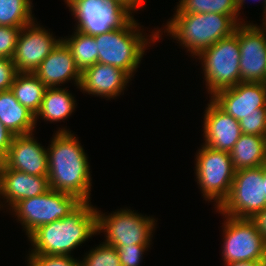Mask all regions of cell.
<instances>
[{
	"label": "cell",
	"instance_id": "obj_1",
	"mask_svg": "<svg viewBox=\"0 0 266 266\" xmlns=\"http://www.w3.org/2000/svg\"><path fill=\"white\" fill-rule=\"evenodd\" d=\"M54 133L47 147L49 187L90 202L92 177L85 150L69 129Z\"/></svg>",
	"mask_w": 266,
	"mask_h": 266
},
{
	"label": "cell",
	"instance_id": "obj_2",
	"mask_svg": "<svg viewBox=\"0 0 266 266\" xmlns=\"http://www.w3.org/2000/svg\"><path fill=\"white\" fill-rule=\"evenodd\" d=\"M97 234V208L82 202L62 219L40 226L29 237L27 255L71 256L72 251Z\"/></svg>",
	"mask_w": 266,
	"mask_h": 266
},
{
	"label": "cell",
	"instance_id": "obj_3",
	"mask_svg": "<svg viewBox=\"0 0 266 266\" xmlns=\"http://www.w3.org/2000/svg\"><path fill=\"white\" fill-rule=\"evenodd\" d=\"M141 27L133 16L121 28L95 35L98 62L120 68L133 77L145 50L163 35L162 28H154L151 34L147 35Z\"/></svg>",
	"mask_w": 266,
	"mask_h": 266
},
{
	"label": "cell",
	"instance_id": "obj_4",
	"mask_svg": "<svg viewBox=\"0 0 266 266\" xmlns=\"http://www.w3.org/2000/svg\"><path fill=\"white\" fill-rule=\"evenodd\" d=\"M172 17L164 26V33L186 48L192 58L232 35L239 25L232 16L219 13L174 14Z\"/></svg>",
	"mask_w": 266,
	"mask_h": 266
},
{
	"label": "cell",
	"instance_id": "obj_5",
	"mask_svg": "<svg viewBox=\"0 0 266 266\" xmlns=\"http://www.w3.org/2000/svg\"><path fill=\"white\" fill-rule=\"evenodd\" d=\"M240 57L238 26L232 35L220 39L195 57L201 61L210 98L240 83Z\"/></svg>",
	"mask_w": 266,
	"mask_h": 266
},
{
	"label": "cell",
	"instance_id": "obj_6",
	"mask_svg": "<svg viewBox=\"0 0 266 266\" xmlns=\"http://www.w3.org/2000/svg\"><path fill=\"white\" fill-rule=\"evenodd\" d=\"M196 153V182L204 200L215 202L214 209H217L228 197L236 171L230 152L215 150L203 144Z\"/></svg>",
	"mask_w": 266,
	"mask_h": 266
},
{
	"label": "cell",
	"instance_id": "obj_7",
	"mask_svg": "<svg viewBox=\"0 0 266 266\" xmlns=\"http://www.w3.org/2000/svg\"><path fill=\"white\" fill-rule=\"evenodd\" d=\"M156 222L152 216H144L134 210L118 209L105 214L97 208V233L105 234L103 243L113 246L151 245Z\"/></svg>",
	"mask_w": 266,
	"mask_h": 266
},
{
	"label": "cell",
	"instance_id": "obj_8",
	"mask_svg": "<svg viewBox=\"0 0 266 266\" xmlns=\"http://www.w3.org/2000/svg\"><path fill=\"white\" fill-rule=\"evenodd\" d=\"M82 201L74 195L49 189L44 194L20 200L10 213L23 226L27 238L40 226L64 218L75 210Z\"/></svg>",
	"mask_w": 266,
	"mask_h": 266
},
{
	"label": "cell",
	"instance_id": "obj_9",
	"mask_svg": "<svg viewBox=\"0 0 266 266\" xmlns=\"http://www.w3.org/2000/svg\"><path fill=\"white\" fill-rule=\"evenodd\" d=\"M265 208L263 166H260L236 170L228 197L215 210L229 217L250 219Z\"/></svg>",
	"mask_w": 266,
	"mask_h": 266
},
{
	"label": "cell",
	"instance_id": "obj_10",
	"mask_svg": "<svg viewBox=\"0 0 266 266\" xmlns=\"http://www.w3.org/2000/svg\"><path fill=\"white\" fill-rule=\"evenodd\" d=\"M222 231V260L231 262H266V240L249 218H234L226 215Z\"/></svg>",
	"mask_w": 266,
	"mask_h": 266
},
{
	"label": "cell",
	"instance_id": "obj_11",
	"mask_svg": "<svg viewBox=\"0 0 266 266\" xmlns=\"http://www.w3.org/2000/svg\"><path fill=\"white\" fill-rule=\"evenodd\" d=\"M75 18V28L95 36L121 28L134 15L123 5L110 0H64Z\"/></svg>",
	"mask_w": 266,
	"mask_h": 266
},
{
	"label": "cell",
	"instance_id": "obj_12",
	"mask_svg": "<svg viewBox=\"0 0 266 266\" xmlns=\"http://www.w3.org/2000/svg\"><path fill=\"white\" fill-rule=\"evenodd\" d=\"M247 22L238 25L240 82L266 83V27Z\"/></svg>",
	"mask_w": 266,
	"mask_h": 266
},
{
	"label": "cell",
	"instance_id": "obj_13",
	"mask_svg": "<svg viewBox=\"0 0 266 266\" xmlns=\"http://www.w3.org/2000/svg\"><path fill=\"white\" fill-rule=\"evenodd\" d=\"M36 19L22 27L13 56V62L17 72L34 73L40 63L62 41V37L56 39L43 26L36 23Z\"/></svg>",
	"mask_w": 266,
	"mask_h": 266
},
{
	"label": "cell",
	"instance_id": "obj_14",
	"mask_svg": "<svg viewBox=\"0 0 266 266\" xmlns=\"http://www.w3.org/2000/svg\"><path fill=\"white\" fill-rule=\"evenodd\" d=\"M211 99L224 112L241 121L250 114H260L266 108V83L240 82L217 92Z\"/></svg>",
	"mask_w": 266,
	"mask_h": 266
},
{
	"label": "cell",
	"instance_id": "obj_15",
	"mask_svg": "<svg viewBox=\"0 0 266 266\" xmlns=\"http://www.w3.org/2000/svg\"><path fill=\"white\" fill-rule=\"evenodd\" d=\"M33 135L32 132L14 136L4 166L34 176H48L47 149Z\"/></svg>",
	"mask_w": 266,
	"mask_h": 266
},
{
	"label": "cell",
	"instance_id": "obj_16",
	"mask_svg": "<svg viewBox=\"0 0 266 266\" xmlns=\"http://www.w3.org/2000/svg\"><path fill=\"white\" fill-rule=\"evenodd\" d=\"M132 77L120 68L97 62L81 72L79 90L88 95L115 99L124 94Z\"/></svg>",
	"mask_w": 266,
	"mask_h": 266
},
{
	"label": "cell",
	"instance_id": "obj_17",
	"mask_svg": "<svg viewBox=\"0 0 266 266\" xmlns=\"http://www.w3.org/2000/svg\"><path fill=\"white\" fill-rule=\"evenodd\" d=\"M202 144L230 152L242 135L239 121L224 112L211 98L204 111Z\"/></svg>",
	"mask_w": 266,
	"mask_h": 266
},
{
	"label": "cell",
	"instance_id": "obj_18",
	"mask_svg": "<svg viewBox=\"0 0 266 266\" xmlns=\"http://www.w3.org/2000/svg\"><path fill=\"white\" fill-rule=\"evenodd\" d=\"M49 189L48 176H34L3 166L0 198L5 203L0 200V210L3 206L10 210L20 200L42 195Z\"/></svg>",
	"mask_w": 266,
	"mask_h": 266
},
{
	"label": "cell",
	"instance_id": "obj_19",
	"mask_svg": "<svg viewBox=\"0 0 266 266\" xmlns=\"http://www.w3.org/2000/svg\"><path fill=\"white\" fill-rule=\"evenodd\" d=\"M34 74L46 87H60L72 80L79 89L81 81V71L63 41L40 63Z\"/></svg>",
	"mask_w": 266,
	"mask_h": 266
},
{
	"label": "cell",
	"instance_id": "obj_20",
	"mask_svg": "<svg viewBox=\"0 0 266 266\" xmlns=\"http://www.w3.org/2000/svg\"><path fill=\"white\" fill-rule=\"evenodd\" d=\"M0 121L14 135L34 132L35 115L22 106L9 89L0 91Z\"/></svg>",
	"mask_w": 266,
	"mask_h": 266
},
{
	"label": "cell",
	"instance_id": "obj_21",
	"mask_svg": "<svg viewBox=\"0 0 266 266\" xmlns=\"http://www.w3.org/2000/svg\"><path fill=\"white\" fill-rule=\"evenodd\" d=\"M76 106L75 97L68 91V88L47 87L41 107L35 115V125H37V120L40 118L50 123L67 120L74 112Z\"/></svg>",
	"mask_w": 266,
	"mask_h": 266
},
{
	"label": "cell",
	"instance_id": "obj_22",
	"mask_svg": "<svg viewBox=\"0 0 266 266\" xmlns=\"http://www.w3.org/2000/svg\"><path fill=\"white\" fill-rule=\"evenodd\" d=\"M230 156L235 170L266 165V137L242 134Z\"/></svg>",
	"mask_w": 266,
	"mask_h": 266
},
{
	"label": "cell",
	"instance_id": "obj_23",
	"mask_svg": "<svg viewBox=\"0 0 266 266\" xmlns=\"http://www.w3.org/2000/svg\"><path fill=\"white\" fill-rule=\"evenodd\" d=\"M46 88L34 73L18 72L10 90L22 106L36 115L41 107Z\"/></svg>",
	"mask_w": 266,
	"mask_h": 266
},
{
	"label": "cell",
	"instance_id": "obj_24",
	"mask_svg": "<svg viewBox=\"0 0 266 266\" xmlns=\"http://www.w3.org/2000/svg\"><path fill=\"white\" fill-rule=\"evenodd\" d=\"M72 35L64 38L62 41L71 50L76 66L82 72L84 69L93 66L98 62V50L94 36L85 34L77 29Z\"/></svg>",
	"mask_w": 266,
	"mask_h": 266
},
{
	"label": "cell",
	"instance_id": "obj_25",
	"mask_svg": "<svg viewBox=\"0 0 266 266\" xmlns=\"http://www.w3.org/2000/svg\"><path fill=\"white\" fill-rule=\"evenodd\" d=\"M174 12V14L219 13L232 16L239 24L246 22L238 15L236 0H180Z\"/></svg>",
	"mask_w": 266,
	"mask_h": 266
},
{
	"label": "cell",
	"instance_id": "obj_26",
	"mask_svg": "<svg viewBox=\"0 0 266 266\" xmlns=\"http://www.w3.org/2000/svg\"><path fill=\"white\" fill-rule=\"evenodd\" d=\"M31 0H0V26L22 28L32 23Z\"/></svg>",
	"mask_w": 266,
	"mask_h": 266
},
{
	"label": "cell",
	"instance_id": "obj_27",
	"mask_svg": "<svg viewBox=\"0 0 266 266\" xmlns=\"http://www.w3.org/2000/svg\"><path fill=\"white\" fill-rule=\"evenodd\" d=\"M81 259V266H122L117 249L103 242L85 253Z\"/></svg>",
	"mask_w": 266,
	"mask_h": 266
},
{
	"label": "cell",
	"instance_id": "obj_28",
	"mask_svg": "<svg viewBox=\"0 0 266 266\" xmlns=\"http://www.w3.org/2000/svg\"><path fill=\"white\" fill-rule=\"evenodd\" d=\"M80 260L72 256L29 255L27 266H81Z\"/></svg>",
	"mask_w": 266,
	"mask_h": 266
},
{
	"label": "cell",
	"instance_id": "obj_29",
	"mask_svg": "<svg viewBox=\"0 0 266 266\" xmlns=\"http://www.w3.org/2000/svg\"><path fill=\"white\" fill-rule=\"evenodd\" d=\"M21 29L0 26V58H13Z\"/></svg>",
	"mask_w": 266,
	"mask_h": 266
},
{
	"label": "cell",
	"instance_id": "obj_30",
	"mask_svg": "<svg viewBox=\"0 0 266 266\" xmlns=\"http://www.w3.org/2000/svg\"><path fill=\"white\" fill-rule=\"evenodd\" d=\"M242 134L266 137V108L260 114H250L239 121Z\"/></svg>",
	"mask_w": 266,
	"mask_h": 266
},
{
	"label": "cell",
	"instance_id": "obj_31",
	"mask_svg": "<svg viewBox=\"0 0 266 266\" xmlns=\"http://www.w3.org/2000/svg\"><path fill=\"white\" fill-rule=\"evenodd\" d=\"M150 245H129L119 246L117 253L122 266H140L145 251Z\"/></svg>",
	"mask_w": 266,
	"mask_h": 266
},
{
	"label": "cell",
	"instance_id": "obj_32",
	"mask_svg": "<svg viewBox=\"0 0 266 266\" xmlns=\"http://www.w3.org/2000/svg\"><path fill=\"white\" fill-rule=\"evenodd\" d=\"M17 73L13 59L0 58V91L11 88Z\"/></svg>",
	"mask_w": 266,
	"mask_h": 266
},
{
	"label": "cell",
	"instance_id": "obj_33",
	"mask_svg": "<svg viewBox=\"0 0 266 266\" xmlns=\"http://www.w3.org/2000/svg\"><path fill=\"white\" fill-rule=\"evenodd\" d=\"M14 134L11 133L0 121V157H6L8 149L10 148Z\"/></svg>",
	"mask_w": 266,
	"mask_h": 266
},
{
	"label": "cell",
	"instance_id": "obj_34",
	"mask_svg": "<svg viewBox=\"0 0 266 266\" xmlns=\"http://www.w3.org/2000/svg\"><path fill=\"white\" fill-rule=\"evenodd\" d=\"M250 220L255 224L258 231L264 236L266 240V208L258 213H255Z\"/></svg>",
	"mask_w": 266,
	"mask_h": 266
},
{
	"label": "cell",
	"instance_id": "obj_35",
	"mask_svg": "<svg viewBox=\"0 0 266 266\" xmlns=\"http://www.w3.org/2000/svg\"><path fill=\"white\" fill-rule=\"evenodd\" d=\"M113 2H118L123 5L131 14L135 13L136 11L143 9L144 2L146 0H110Z\"/></svg>",
	"mask_w": 266,
	"mask_h": 266
},
{
	"label": "cell",
	"instance_id": "obj_36",
	"mask_svg": "<svg viewBox=\"0 0 266 266\" xmlns=\"http://www.w3.org/2000/svg\"><path fill=\"white\" fill-rule=\"evenodd\" d=\"M225 266H266V262L242 261L223 264Z\"/></svg>",
	"mask_w": 266,
	"mask_h": 266
},
{
	"label": "cell",
	"instance_id": "obj_37",
	"mask_svg": "<svg viewBox=\"0 0 266 266\" xmlns=\"http://www.w3.org/2000/svg\"><path fill=\"white\" fill-rule=\"evenodd\" d=\"M246 0H236V6H237V10H238V15L240 16V10L241 8L243 7L244 3ZM250 1V0H249ZM254 1H257V0H254ZM260 0H258L257 2H259ZM263 1L264 3L262 4L263 5V9H264V6H265V3H266V0H261Z\"/></svg>",
	"mask_w": 266,
	"mask_h": 266
},
{
	"label": "cell",
	"instance_id": "obj_38",
	"mask_svg": "<svg viewBox=\"0 0 266 266\" xmlns=\"http://www.w3.org/2000/svg\"><path fill=\"white\" fill-rule=\"evenodd\" d=\"M264 195L266 197V165H263Z\"/></svg>",
	"mask_w": 266,
	"mask_h": 266
},
{
	"label": "cell",
	"instance_id": "obj_39",
	"mask_svg": "<svg viewBox=\"0 0 266 266\" xmlns=\"http://www.w3.org/2000/svg\"><path fill=\"white\" fill-rule=\"evenodd\" d=\"M263 23H262V25H261V27H266V3H265V6H264V10H263Z\"/></svg>",
	"mask_w": 266,
	"mask_h": 266
},
{
	"label": "cell",
	"instance_id": "obj_40",
	"mask_svg": "<svg viewBox=\"0 0 266 266\" xmlns=\"http://www.w3.org/2000/svg\"><path fill=\"white\" fill-rule=\"evenodd\" d=\"M3 166H4V159L0 157V180H1Z\"/></svg>",
	"mask_w": 266,
	"mask_h": 266
}]
</instances>
